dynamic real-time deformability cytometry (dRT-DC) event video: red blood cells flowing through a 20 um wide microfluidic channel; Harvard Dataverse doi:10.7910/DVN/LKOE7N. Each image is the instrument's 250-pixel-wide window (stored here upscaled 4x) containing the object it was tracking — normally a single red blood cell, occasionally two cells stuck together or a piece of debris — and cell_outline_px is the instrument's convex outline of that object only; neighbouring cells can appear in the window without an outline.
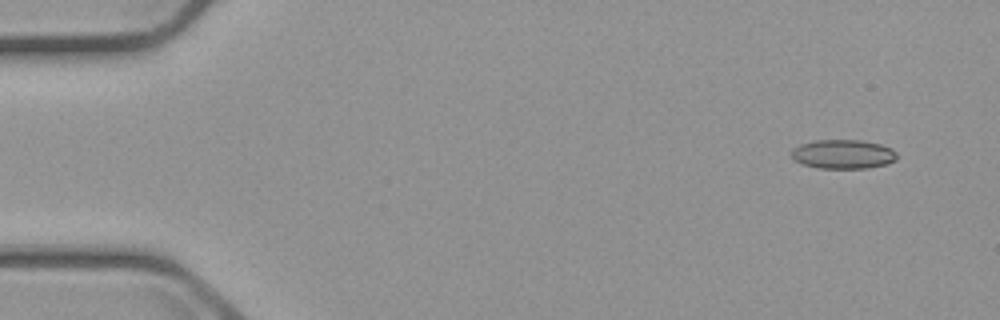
{"species": "common noctule bat (a hibernating species)", "species_latin": "Nyctalus noctula", "temperature_condition": "cold", "stored_images_in_passage": 7, "camera_frame_rate_fps": 3000, "um_per_image_px": 0.085, "animal": {"sex": "male", "body_mass_g": 23.1, "forearm_length_mm": 52.7}, "frame": {"image": 1, "passage_image": 1, "time_ms": 0.0, "image_size_px": [1000, 320], "cell_outline_px": [[896, 160], [888, 164], [868, 168], [820, 168], [804, 164], [796, 160], [792, 156], [792, 148], [800, 144], [816, 140], [860, 140], [880, 144], [892, 148], [896, 152]], "centroid_in_image_um": [71.7, 13.1], "position_along_channel_um": 13.3, "area_um2": 17.86}}
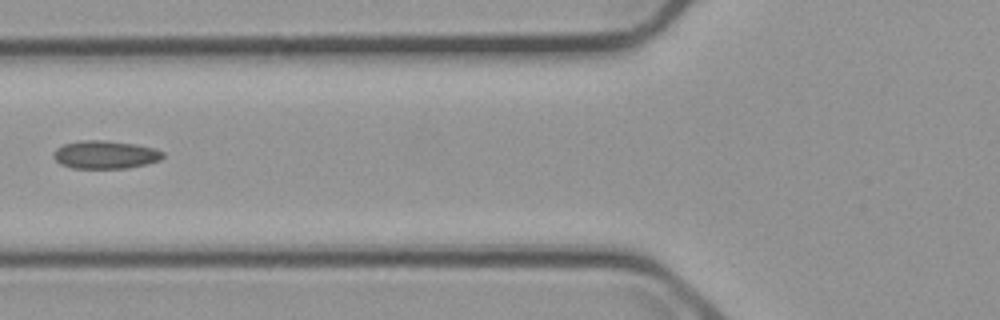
{"frame": {"image": 2, "passage_image": 6, "time_ms": 6.0, "image_size_px": [1000, 320], "cell_outline_px": [[164, 156], [160, 160], [128, 168], [72, 168], [60, 164], [52, 156], [56, 148], [64, 144], [80, 140], [104, 140], [136, 144], [152, 148], [164, 152]], "centroid_in_image_um": [8.92, 13.14], "position_along_channel_um": 116.9, "area_um2": 17.86}}
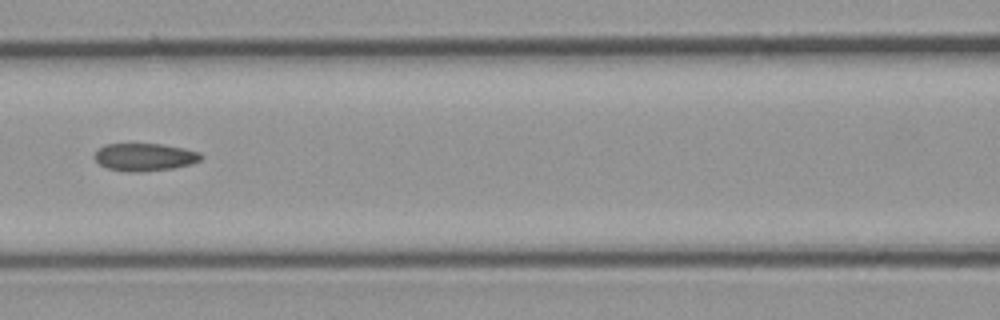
{"frame": {"image": 3, "passage_image": 7, "time_ms": 7.0, "image_size_px": [1000, 320], "cell_outline_px": [[204, 156], [200, 160], [192, 164], [172, 168], [140, 172], [132, 172], [108, 168], [100, 164], [96, 160], [96, 152], [104, 144], [160, 144], [184, 148], [200, 152]], "centroid_in_image_um": [12.35, 13.35], "position_along_channel_um": 154.3, "area_um2": 16.99}}